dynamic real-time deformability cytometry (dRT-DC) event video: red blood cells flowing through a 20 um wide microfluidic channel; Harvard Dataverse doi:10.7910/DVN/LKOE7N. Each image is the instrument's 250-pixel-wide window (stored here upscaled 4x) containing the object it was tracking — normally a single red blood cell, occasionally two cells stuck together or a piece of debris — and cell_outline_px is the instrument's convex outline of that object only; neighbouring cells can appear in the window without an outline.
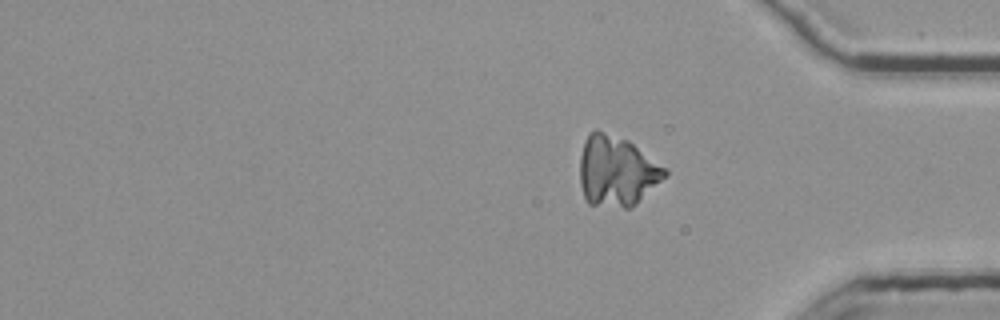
{"species": "common noctule bat (a hibernating species)", "species_latin": "Nyctalus noctula", "temperature_condition": "room temperature", "stored_images_in_passage": 34, "segment_of_instrument_passage": [2, 2], "camera_frame_rate_fps": 3000, "um_per_image_px": 0.085, "animal": {"sex": "female", "body_mass_g": 25.1}, "frame": {"image": 1, "passage_image": 34, "time_ms": 11.0, "image_size_px": [1000, 320], "cell_outline_px": [[668, 176], [632, 208], [624, 208], [588, 204], [584, 196], [580, 184], [580, 156], [584, 140], [588, 132], [596, 128], [628, 140], [668, 168]], "centroid_in_image_um": [52.44, 14.53], "position_along_channel_um": 382.8, "area_um2": 35.6}}